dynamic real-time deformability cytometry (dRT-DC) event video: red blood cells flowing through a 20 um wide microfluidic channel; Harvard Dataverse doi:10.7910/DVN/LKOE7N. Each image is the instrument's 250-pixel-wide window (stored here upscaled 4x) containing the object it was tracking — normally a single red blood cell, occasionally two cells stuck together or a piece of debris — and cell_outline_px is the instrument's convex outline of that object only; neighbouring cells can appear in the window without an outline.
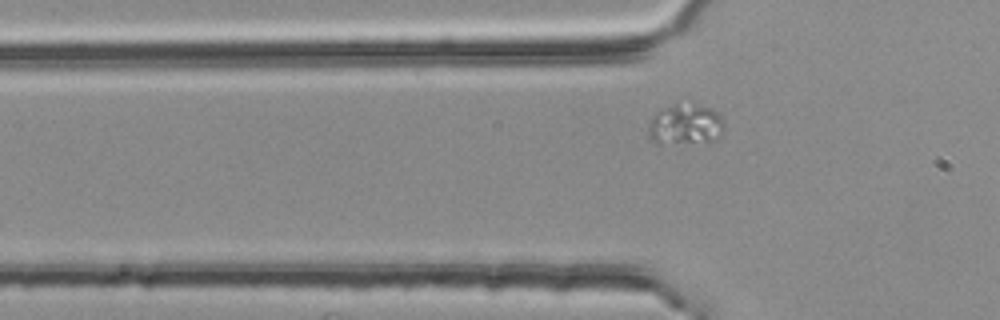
{"species": "common noctule bat (a hibernating species)", "species_latin": "Nyctalus noctula", "temperature_condition": "room temperature", "stored_images_in_passage": 3, "camera_frame_rate_fps": 3000, "um_per_image_px": 0.085, "animal": {"sex": "female", "body_mass_g": 25.1}, "frame": {"image": 1, "passage_image": 3, "time_ms": 0.667, "image_size_px": [1000, 320], "cell_outline_px": [[724, 128], [720, 136], [716, 140], [660, 144], [656, 144], [648, 132], [648, 124], [652, 116], [660, 108], [672, 104], [676, 104], [712, 108], [720, 116], [724, 124]], "centroid_in_image_um": [58.22, 10.59], "position_along_channel_um": 67.6, "area_um2": 17.74}}